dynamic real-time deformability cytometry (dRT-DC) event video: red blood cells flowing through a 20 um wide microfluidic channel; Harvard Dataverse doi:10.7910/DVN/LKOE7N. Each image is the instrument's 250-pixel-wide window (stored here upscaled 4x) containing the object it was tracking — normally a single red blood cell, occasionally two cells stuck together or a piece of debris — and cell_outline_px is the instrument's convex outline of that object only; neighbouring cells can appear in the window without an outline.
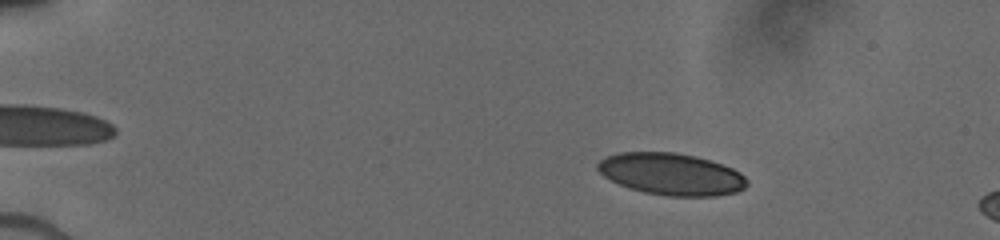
{"species": "human", "species_latin": "Homo sapiens", "temperature_condition": "cold", "stored_images_in_passage": 8, "camera_frame_rate_fps": 3000, "um_per_image_px": 0.085, "donor": {"sex": "male"}, "frame": {"image": 1, "passage_image": 4, "time_ms": 2.333, "image_size_px": [1000, 240], "cell_outline_px": [[748, 184], [744, 188], [736, 192], [716, 196], [668, 196], [644, 192], [620, 184], [604, 176], [596, 168], [596, 164], [604, 156], [620, 152], [676, 152], [696, 156], [732, 168], [740, 172], [748, 180]], "centroid_in_image_um": [57.06, 14.79], "position_along_channel_um": 27.9, "area_um2": 36.41}}